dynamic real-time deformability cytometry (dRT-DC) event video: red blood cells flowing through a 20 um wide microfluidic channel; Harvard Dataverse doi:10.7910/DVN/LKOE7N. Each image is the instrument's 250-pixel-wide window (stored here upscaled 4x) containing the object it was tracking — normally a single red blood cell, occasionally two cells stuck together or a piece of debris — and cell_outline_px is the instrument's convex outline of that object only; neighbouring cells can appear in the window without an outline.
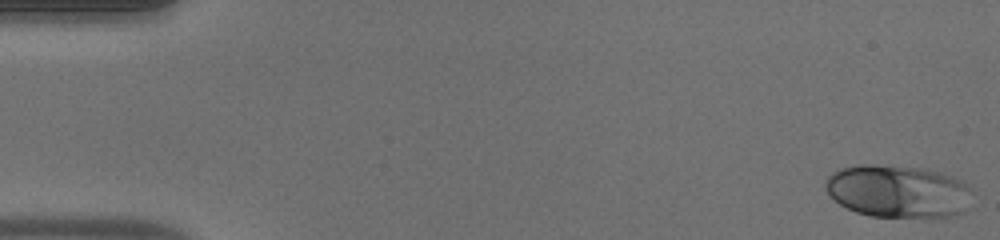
{"species": "human", "species_latin": "Homo sapiens", "temperature_condition": "warm", "stored_images_in_passage": 51, "camera_frame_rate_fps": 3000, "um_per_image_px": 0.085, "donor": {"sex": "male"}, "frame": {"image": 1, "passage_image": 1, "time_ms": 0.0, "image_size_px": [1000, 240], "cell_outline_px": [[972, 192], [968, 208], [964, 212], [956, 216], [872, 216], [856, 212], [840, 204], [828, 196], [824, 188], [824, 180], [832, 172], [840, 168], [856, 164], [876, 164], [928, 168], [940, 172], [960, 180], [968, 184]], "centroid_in_image_um": [76.3, 16.23], "position_along_channel_um": 8.7, "area_um2": 45.6}}
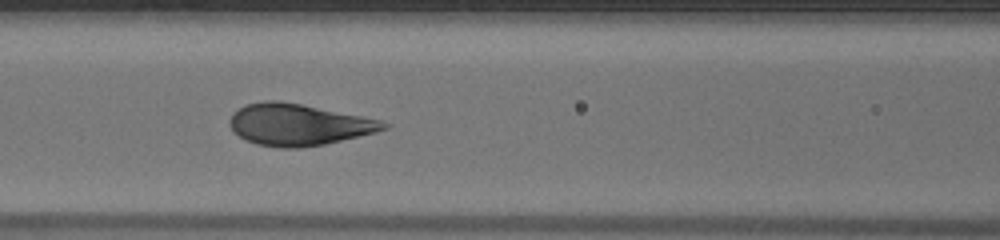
{"frame": {"image": 2, "passage_image": 22, "time_ms": 7.0, "image_size_px": [1000, 240], "cell_outline_px": [[392, 124], [388, 128], [376, 132], [324, 144], [300, 148], [280, 148], [256, 144], [232, 132], [228, 124], [228, 120], [232, 112], [244, 104], [264, 100], [280, 100], [380, 120]], "centroid_in_image_um": [25.3, 10.59], "position_along_channel_um": 141.3, "area_um2": 37.34}}
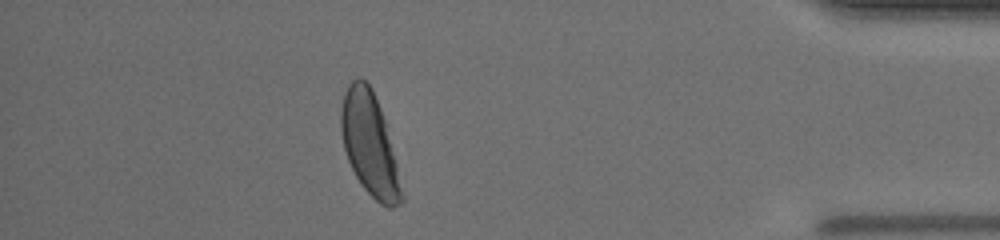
{"frame": {"image": 3, "passage_image": 45, "time_ms": 14.667, "image_size_px": [1000, 240], "cell_outline_px": [[404, 200], [400, 204], [392, 208], [388, 208], [380, 204], [364, 188], [356, 176], [348, 160], [344, 148], [340, 128], [340, 112], [344, 92], [348, 84], [352, 80], [360, 76], [372, 88], [380, 108], [384, 120], [396, 164], [404, 196]], "centroid_in_image_um": [31.4, 12.26], "position_along_channel_um": 403.8, "area_um2": 35.84}, "authors_computed_cell_mechanics": {"area_um2": 37.9168, "velocity_mm_per_s": 3.9977, "shape_relaxation_time_tau1_ms": 3.4551, "shape_relaxation_time_tau2_ms": null, "deformation_change_tau1": 0.1653, "deformation_change_tau2": null}}